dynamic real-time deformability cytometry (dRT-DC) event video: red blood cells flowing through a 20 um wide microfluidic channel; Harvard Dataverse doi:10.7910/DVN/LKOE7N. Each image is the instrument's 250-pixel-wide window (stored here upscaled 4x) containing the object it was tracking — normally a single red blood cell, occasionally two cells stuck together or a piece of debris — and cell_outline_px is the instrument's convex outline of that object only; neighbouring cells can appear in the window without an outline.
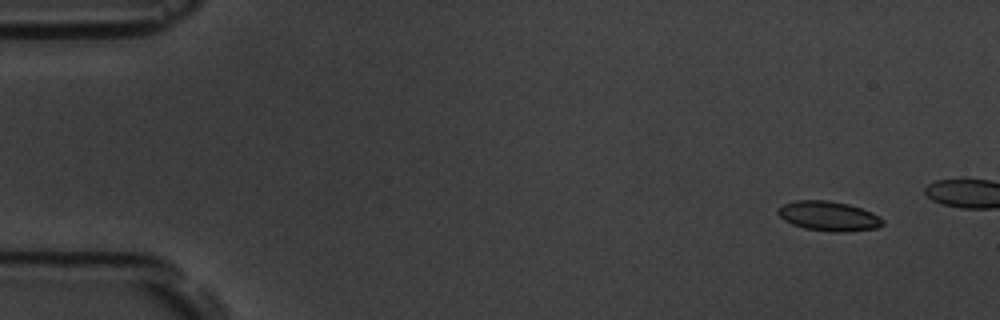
{"species": "common noctule bat (a hibernating species)", "species_latin": "Nyctalus noctula", "temperature_condition": "room temperature", "stored_images_in_passage": 4, "camera_frame_rate_fps": 3000, "um_per_image_px": 0.085, "animal": {"sex": "male", "body_mass_g": 19.5, "forearm_length_mm": 54.6}, "frame": {"image": 1, "passage_image": 1, "time_ms": 0.0, "image_size_px": [1000, 320], "cell_outline_px": [[884, 224], [876, 228], [844, 232], [836, 232], [804, 228], [792, 224], [784, 220], [776, 212], [776, 208], [784, 204], [796, 200], [828, 200], [848, 204], [872, 212], [880, 216], [884, 220]], "centroid_in_image_um": [70.43, 18.36], "position_along_channel_um": 14.6, "area_um2": 18.15}}